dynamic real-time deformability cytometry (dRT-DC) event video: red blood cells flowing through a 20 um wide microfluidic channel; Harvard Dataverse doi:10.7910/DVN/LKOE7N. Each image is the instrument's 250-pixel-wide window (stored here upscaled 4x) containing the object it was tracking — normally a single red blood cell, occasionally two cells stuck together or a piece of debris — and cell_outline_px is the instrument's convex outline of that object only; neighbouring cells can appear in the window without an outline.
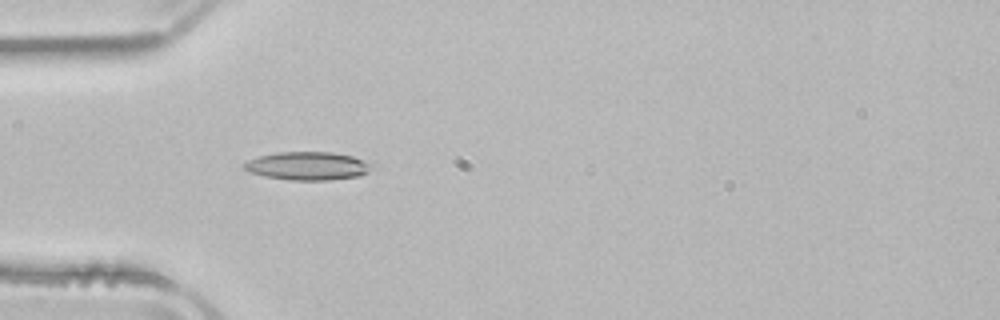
{"species": "common noctule bat (a hibernating species)", "species_latin": "Nyctalus noctula", "temperature_condition": "room temperature", "stored_images_in_passage": 13, "camera_frame_rate_fps": 3000, "um_per_image_px": 0.085, "animal": {"sex": "male", "body_mass_g": 21.5, "forearm_length_mm": 52.0}, "frame": {"image": 1, "passage_image": 4, "time_ms": 1.0, "image_size_px": [1000, 320], "cell_outline_px": [[368, 172], [360, 176], [328, 180], [292, 180], [264, 176], [248, 172], [244, 168], [244, 164], [248, 160], [260, 156], [276, 152], [332, 152], [352, 156], [368, 164]], "centroid_in_image_um": [26.08, 14.11], "position_along_channel_um": 58.9, "area_um2": 20.63}}